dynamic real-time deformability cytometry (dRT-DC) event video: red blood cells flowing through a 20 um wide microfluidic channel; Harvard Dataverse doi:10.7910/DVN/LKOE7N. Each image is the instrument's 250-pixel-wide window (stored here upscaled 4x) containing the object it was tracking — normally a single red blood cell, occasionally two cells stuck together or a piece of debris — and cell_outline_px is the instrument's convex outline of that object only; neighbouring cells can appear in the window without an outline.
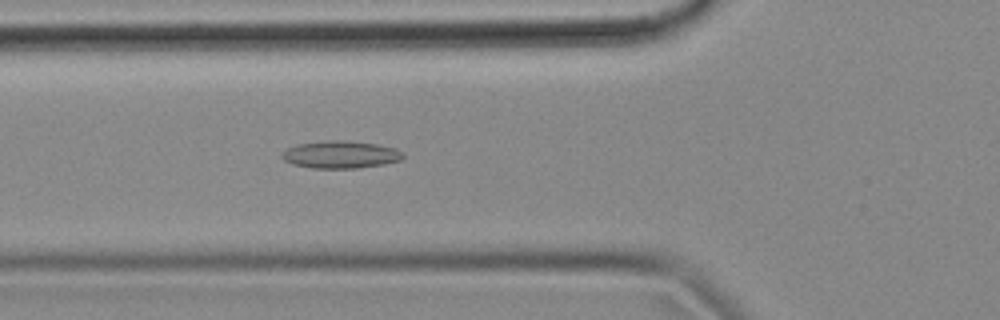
{"species": "common noctule bat (a hibernating species)", "species_latin": "Nyctalus noctula", "temperature_condition": "cold", "stored_images_in_passage": 53, "camera_frame_rate_fps": 3000, "um_per_image_px": 0.085, "animal": {"sex": "female", "body_mass_g": 18.4}, "frame": {"image": 1, "passage_image": 18, "time_ms": 5.667, "image_size_px": [1000, 320], "cell_outline_px": [[404, 156], [400, 160], [384, 164], [356, 168], [312, 168], [292, 164], [284, 160], [280, 156], [280, 152], [296, 144], [328, 140], [340, 140], [376, 144], [396, 148], [404, 152]], "centroid_in_image_um": [28.92, 13.14], "position_along_channel_um": 96.9, "area_um2": 19.42}}
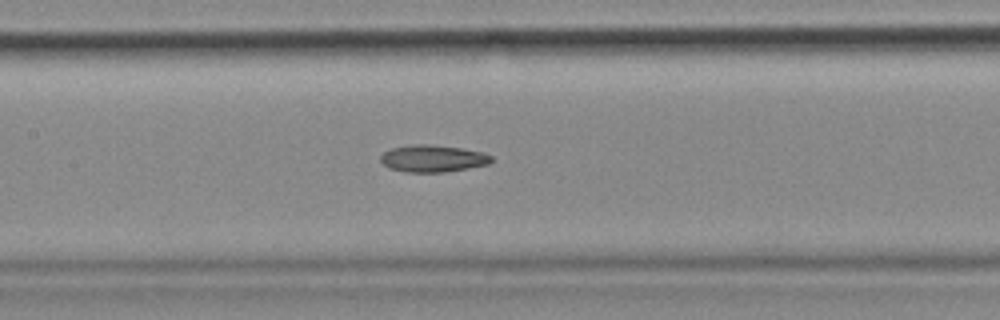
{"frame": {"image": 2, "passage_image": 24, "time_ms": 7.667, "image_size_px": [1000, 320], "cell_outline_px": [[492, 160], [488, 164], [468, 168], [444, 172], [404, 172], [388, 168], [380, 160], [380, 156], [384, 152], [392, 148], [412, 144], [428, 144], [460, 148], [484, 152], [492, 156]], "centroid_in_image_um": [36.77, 13.47], "position_along_channel_um": 170.6, "area_um2": 17.46}}
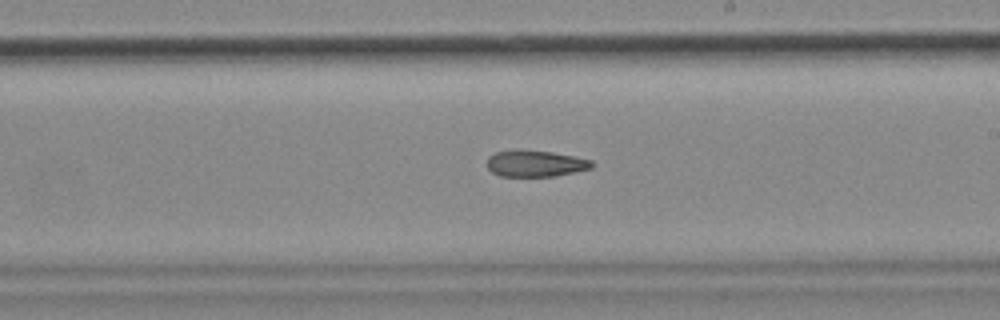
{"frame": {"image": 3, "passage_image": 30, "time_ms": 9.667, "image_size_px": [1000, 320], "cell_outline_px": [[596, 164], [592, 168], [552, 176], [500, 176], [492, 172], [488, 168], [488, 156], [496, 152], [516, 148], [552, 152], [576, 156], [592, 160]], "centroid_in_image_um": [45.51, 13.87], "position_along_channel_um": 243.5, "area_um2": 16.36}, "authors_computed_cell_mechanics": {"area_um2": 17.5712, "velocity_mm_per_s": 3.6699, "shape_relaxation_time_tau1_ms": null, "shape_relaxation_time_tau2_ms": 8.925, "deformation_change_tau1": null, "deformation_change_tau2": 0.183}}